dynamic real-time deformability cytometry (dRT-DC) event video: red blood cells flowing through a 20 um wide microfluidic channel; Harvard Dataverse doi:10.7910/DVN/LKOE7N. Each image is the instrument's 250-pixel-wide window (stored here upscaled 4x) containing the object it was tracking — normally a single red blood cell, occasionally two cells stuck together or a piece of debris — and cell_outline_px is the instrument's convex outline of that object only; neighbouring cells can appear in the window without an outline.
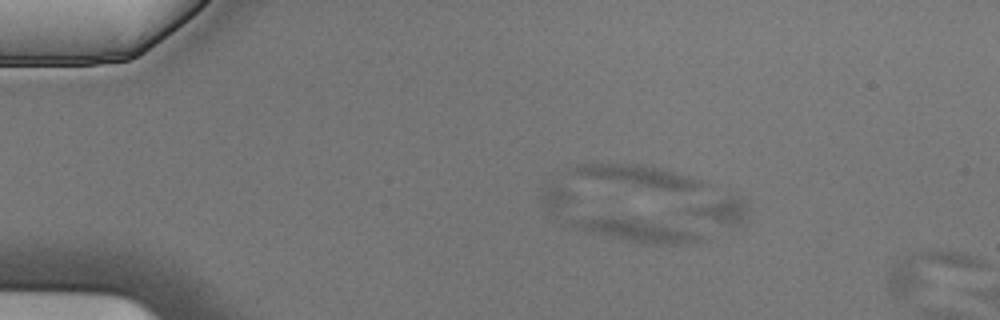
{"species": "Egyptian fruit bat (a non-hibernating species)", "species_latin": "Rousettus aegyptiacus", "temperature_condition": "cold", "stored_images_in_passage": 4, "camera_frame_rate_fps": 3000, "um_per_image_px": 0.085, "animal": {"sex": "male"}, "frame": {"image": 1, "passage_image": 3, "time_ms": 0.667, "image_size_px": [1000, 320], "cell_outline_px": [[708, 240], [696, 244], [640, 244], [584, 232], [568, 228], [564, 224], [564, 220], [600, 216], [632, 216], [688, 228], [704, 236]], "centroid_in_image_um": [54.05, 19.56], "position_along_channel_um": 31.0, "area_um2": 18.96}}